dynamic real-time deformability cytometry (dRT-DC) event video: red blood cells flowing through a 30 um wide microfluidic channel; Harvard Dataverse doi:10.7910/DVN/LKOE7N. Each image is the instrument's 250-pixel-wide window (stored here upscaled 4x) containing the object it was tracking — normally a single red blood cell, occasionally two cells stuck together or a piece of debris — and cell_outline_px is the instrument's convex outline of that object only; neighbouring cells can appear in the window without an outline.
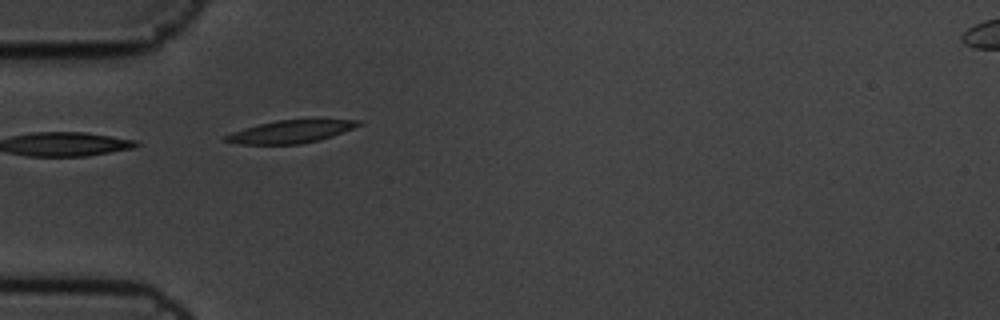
{"species": "common noctule bat (a hibernating species)", "species_latin": "Nyctalus noctula", "temperature_condition": "cold", "stored_images_in_passage": 6, "camera_frame_rate_fps": 3000, "um_per_image_px": 0.085, "animal": {"sex": "male", "body_mass_g": 19.5, "forearm_length_mm": 54.6}, "frame": {"image": 1, "passage_image": 6, "time_ms": 1.667, "image_size_px": [1000, 320], "cell_outline_px": [[364, 124], [332, 136], [320, 140], [300, 144], [240, 144], [220, 140], [224, 136], [232, 132], [244, 128], [276, 120], [316, 116], [360, 120]], "centroid_in_image_um": [24.83, 11.12], "position_along_channel_um": 60.2, "area_um2": 18.67}}